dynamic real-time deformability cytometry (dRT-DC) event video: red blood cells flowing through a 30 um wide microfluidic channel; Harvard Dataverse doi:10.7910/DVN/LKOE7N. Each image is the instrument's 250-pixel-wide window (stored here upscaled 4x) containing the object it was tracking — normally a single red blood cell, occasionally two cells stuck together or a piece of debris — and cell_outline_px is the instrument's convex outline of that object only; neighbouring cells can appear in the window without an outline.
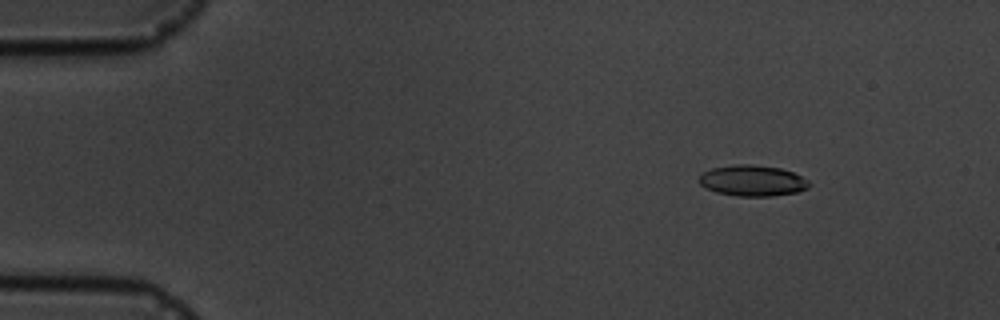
{"species": "common noctule bat (a hibernating species)", "species_latin": "Nyctalus noctula", "temperature_condition": "cold", "stored_images_in_passage": 5, "camera_frame_rate_fps": 3000, "um_per_image_px": 0.085, "animal": {"sex": "male", "body_mass_g": 19.5, "forearm_length_mm": 54.6}, "frame": {"image": 1, "passage_image": 2, "time_ms": 1.0, "image_size_px": [1000, 320], "cell_outline_px": [[812, 184], [808, 188], [796, 192], [772, 196], [736, 196], [716, 192], [700, 184], [696, 180], [704, 172], [712, 168], [732, 164], [752, 164], [780, 168], [792, 172], [808, 180]], "centroid_in_image_um": [63.95, 15.35], "position_along_channel_um": 21.0, "area_um2": 19.88}}